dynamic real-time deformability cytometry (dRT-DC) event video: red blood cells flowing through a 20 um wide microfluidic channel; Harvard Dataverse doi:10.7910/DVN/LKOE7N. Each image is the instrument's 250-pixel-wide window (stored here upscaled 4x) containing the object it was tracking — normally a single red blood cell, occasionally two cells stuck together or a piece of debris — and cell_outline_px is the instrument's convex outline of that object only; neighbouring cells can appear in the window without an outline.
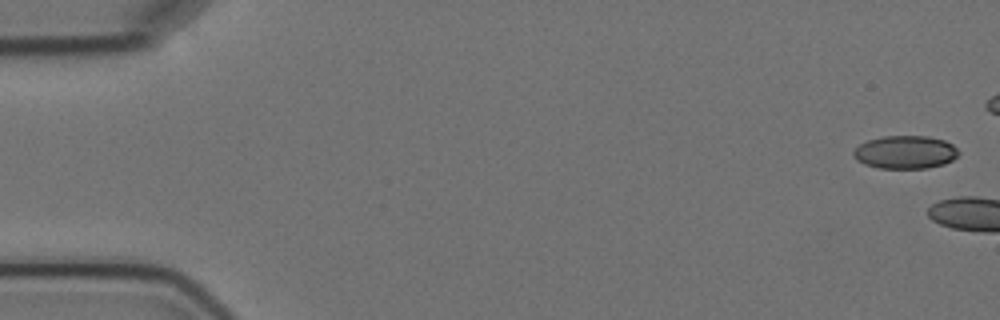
{"species": "Egyptian fruit bat (a non-hibernating species)", "species_latin": "Rousettus aegyptiacus", "temperature_condition": "cold", "stored_images_in_passage": 3, "camera_frame_rate_fps": 3000, "um_per_image_px": 0.085, "animal": {"sex": "female"}, "frame": {"image": 1, "passage_image": 1, "time_ms": 0.0, "image_size_px": [1000, 320], "cell_outline_px": [[960, 152], [952, 160], [944, 164], [928, 168], [880, 168], [864, 164], [856, 160], [852, 156], [852, 152], [860, 144], [868, 140], [884, 136], [928, 136], [944, 140], [952, 144]], "centroid_in_image_um": [76.94, 12.94], "position_along_channel_um": 8.1, "area_um2": 20.29}}